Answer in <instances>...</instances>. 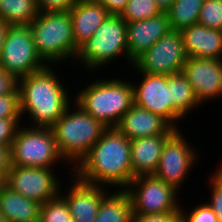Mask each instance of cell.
I'll use <instances>...</instances> for the list:
<instances>
[{"mask_svg": "<svg viewBox=\"0 0 222 222\" xmlns=\"http://www.w3.org/2000/svg\"><path fill=\"white\" fill-rule=\"evenodd\" d=\"M180 222H218L216 215L210 206L205 202L199 204L190 212H184L180 207Z\"/></svg>", "mask_w": 222, "mask_h": 222, "instance_id": "4dcf8cb0", "label": "cell"}, {"mask_svg": "<svg viewBox=\"0 0 222 222\" xmlns=\"http://www.w3.org/2000/svg\"><path fill=\"white\" fill-rule=\"evenodd\" d=\"M75 46L79 47L92 38L95 31L110 15L97 0H78L69 11Z\"/></svg>", "mask_w": 222, "mask_h": 222, "instance_id": "d6986e66", "label": "cell"}, {"mask_svg": "<svg viewBox=\"0 0 222 222\" xmlns=\"http://www.w3.org/2000/svg\"><path fill=\"white\" fill-rule=\"evenodd\" d=\"M187 58L180 31L171 30L138 57L133 66L137 72L168 76L182 72Z\"/></svg>", "mask_w": 222, "mask_h": 222, "instance_id": "30bf717a", "label": "cell"}, {"mask_svg": "<svg viewBox=\"0 0 222 222\" xmlns=\"http://www.w3.org/2000/svg\"><path fill=\"white\" fill-rule=\"evenodd\" d=\"M211 187V200L206 202L216 215L218 222H222V165L209 178Z\"/></svg>", "mask_w": 222, "mask_h": 222, "instance_id": "f1b7e54d", "label": "cell"}, {"mask_svg": "<svg viewBox=\"0 0 222 222\" xmlns=\"http://www.w3.org/2000/svg\"><path fill=\"white\" fill-rule=\"evenodd\" d=\"M41 205L7 186L0 194V213L9 222H39Z\"/></svg>", "mask_w": 222, "mask_h": 222, "instance_id": "44dd1931", "label": "cell"}, {"mask_svg": "<svg viewBox=\"0 0 222 222\" xmlns=\"http://www.w3.org/2000/svg\"><path fill=\"white\" fill-rule=\"evenodd\" d=\"M11 167L10 148L0 145V174H7Z\"/></svg>", "mask_w": 222, "mask_h": 222, "instance_id": "8d00e7d4", "label": "cell"}, {"mask_svg": "<svg viewBox=\"0 0 222 222\" xmlns=\"http://www.w3.org/2000/svg\"><path fill=\"white\" fill-rule=\"evenodd\" d=\"M126 25L130 66L160 38L172 30L169 16L165 12L145 20L126 23Z\"/></svg>", "mask_w": 222, "mask_h": 222, "instance_id": "9a60e30c", "label": "cell"}, {"mask_svg": "<svg viewBox=\"0 0 222 222\" xmlns=\"http://www.w3.org/2000/svg\"><path fill=\"white\" fill-rule=\"evenodd\" d=\"M73 170L83 182L124 190L133 179L130 139L115 127L107 128Z\"/></svg>", "mask_w": 222, "mask_h": 222, "instance_id": "6da1fadb", "label": "cell"}, {"mask_svg": "<svg viewBox=\"0 0 222 222\" xmlns=\"http://www.w3.org/2000/svg\"><path fill=\"white\" fill-rule=\"evenodd\" d=\"M198 24L222 30V0H205L201 7Z\"/></svg>", "mask_w": 222, "mask_h": 222, "instance_id": "83f0119b", "label": "cell"}, {"mask_svg": "<svg viewBox=\"0 0 222 222\" xmlns=\"http://www.w3.org/2000/svg\"><path fill=\"white\" fill-rule=\"evenodd\" d=\"M7 174H0V194L3 192L4 188L7 186Z\"/></svg>", "mask_w": 222, "mask_h": 222, "instance_id": "ab89813d", "label": "cell"}, {"mask_svg": "<svg viewBox=\"0 0 222 222\" xmlns=\"http://www.w3.org/2000/svg\"><path fill=\"white\" fill-rule=\"evenodd\" d=\"M156 2V5L159 7L161 12L167 13L174 2V0H154Z\"/></svg>", "mask_w": 222, "mask_h": 222, "instance_id": "f35d334b", "label": "cell"}, {"mask_svg": "<svg viewBox=\"0 0 222 222\" xmlns=\"http://www.w3.org/2000/svg\"><path fill=\"white\" fill-rule=\"evenodd\" d=\"M38 14L35 0H0V19L9 25H30Z\"/></svg>", "mask_w": 222, "mask_h": 222, "instance_id": "cb8c5ba5", "label": "cell"}, {"mask_svg": "<svg viewBox=\"0 0 222 222\" xmlns=\"http://www.w3.org/2000/svg\"><path fill=\"white\" fill-rule=\"evenodd\" d=\"M53 70L46 65L18 79L21 116L27 112L33 127L51 128L74 102Z\"/></svg>", "mask_w": 222, "mask_h": 222, "instance_id": "7a4b0ae2", "label": "cell"}, {"mask_svg": "<svg viewBox=\"0 0 222 222\" xmlns=\"http://www.w3.org/2000/svg\"><path fill=\"white\" fill-rule=\"evenodd\" d=\"M10 26L11 25L0 19V55Z\"/></svg>", "mask_w": 222, "mask_h": 222, "instance_id": "74e56055", "label": "cell"}, {"mask_svg": "<svg viewBox=\"0 0 222 222\" xmlns=\"http://www.w3.org/2000/svg\"><path fill=\"white\" fill-rule=\"evenodd\" d=\"M39 222H75L64 198L59 194L41 205Z\"/></svg>", "mask_w": 222, "mask_h": 222, "instance_id": "4316f807", "label": "cell"}, {"mask_svg": "<svg viewBox=\"0 0 222 222\" xmlns=\"http://www.w3.org/2000/svg\"><path fill=\"white\" fill-rule=\"evenodd\" d=\"M110 15H120L129 0H97Z\"/></svg>", "mask_w": 222, "mask_h": 222, "instance_id": "d590c367", "label": "cell"}, {"mask_svg": "<svg viewBox=\"0 0 222 222\" xmlns=\"http://www.w3.org/2000/svg\"><path fill=\"white\" fill-rule=\"evenodd\" d=\"M167 88H169L170 105L183 118L188 112L201 105L194 94L191 84L182 72L167 76Z\"/></svg>", "mask_w": 222, "mask_h": 222, "instance_id": "603a6c76", "label": "cell"}, {"mask_svg": "<svg viewBox=\"0 0 222 222\" xmlns=\"http://www.w3.org/2000/svg\"><path fill=\"white\" fill-rule=\"evenodd\" d=\"M52 169L11 165L6 185L29 200L45 204L61 191L59 177L54 175Z\"/></svg>", "mask_w": 222, "mask_h": 222, "instance_id": "7c38bea8", "label": "cell"}, {"mask_svg": "<svg viewBox=\"0 0 222 222\" xmlns=\"http://www.w3.org/2000/svg\"><path fill=\"white\" fill-rule=\"evenodd\" d=\"M189 57L222 60V30L194 24L180 30Z\"/></svg>", "mask_w": 222, "mask_h": 222, "instance_id": "ac0fdd59", "label": "cell"}, {"mask_svg": "<svg viewBox=\"0 0 222 222\" xmlns=\"http://www.w3.org/2000/svg\"><path fill=\"white\" fill-rule=\"evenodd\" d=\"M139 73L143 79L139 85H132L134 104L161 116L173 128L179 129L177 123L183 117L170 105L167 75Z\"/></svg>", "mask_w": 222, "mask_h": 222, "instance_id": "4fadbf2b", "label": "cell"}, {"mask_svg": "<svg viewBox=\"0 0 222 222\" xmlns=\"http://www.w3.org/2000/svg\"><path fill=\"white\" fill-rule=\"evenodd\" d=\"M29 25H11L0 55V67L17 80L43 69Z\"/></svg>", "mask_w": 222, "mask_h": 222, "instance_id": "9c48e42d", "label": "cell"}, {"mask_svg": "<svg viewBox=\"0 0 222 222\" xmlns=\"http://www.w3.org/2000/svg\"><path fill=\"white\" fill-rule=\"evenodd\" d=\"M169 136L155 135L130 140L133 178L155 174L164 142Z\"/></svg>", "mask_w": 222, "mask_h": 222, "instance_id": "ffe728a7", "label": "cell"}, {"mask_svg": "<svg viewBox=\"0 0 222 222\" xmlns=\"http://www.w3.org/2000/svg\"><path fill=\"white\" fill-rule=\"evenodd\" d=\"M18 87V80L0 67V96L12 93Z\"/></svg>", "mask_w": 222, "mask_h": 222, "instance_id": "e575fe53", "label": "cell"}, {"mask_svg": "<svg viewBox=\"0 0 222 222\" xmlns=\"http://www.w3.org/2000/svg\"><path fill=\"white\" fill-rule=\"evenodd\" d=\"M0 222H9L3 214L0 213Z\"/></svg>", "mask_w": 222, "mask_h": 222, "instance_id": "60d3db41", "label": "cell"}, {"mask_svg": "<svg viewBox=\"0 0 222 222\" xmlns=\"http://www.w3.org/2000/svg\"><path fill=\"white\" fill-rule=\"evenodd\" d=\"M133 83L120 79H101L83 88L75 96L86 113L101 121L106 127H116L122 116L133 106Z\"/></svg>", "mask_w": 222, "mask_h": 222, "instance_id": "3957f363", "label": "cell"}, {"mask_svg": "<svg viewBox=\"0 0 222 222\" xmlns=\"http://www.w3.org/2000/svg\"><path fill=\"white\" fill-rule=\"evenodd\" d=\"M29 26L35 50L45 64H58L70 58L75 60L78 48L69 11L39 12Z\"/></svg>", "mask_w": 222, "mask_h": 222, "instance_id": "5b68a950", "label": "cell"}, {"mask_svg": "<svg viewBox=\"0 0 222 222\" xmlns=\"http://www.w3.org/2000/svg\"><path fill=\"white\" fill-rule=\"evenodd\" d=\"M21 118H0V145L11 148Z\"/></svg>", "mask_w": 222, "mask_h": 222, "instance_id": "1f68e13d", "label": "cell"}, {"mask_svg": "<svg viewBox=\"0 0 222 222\" xmlns=\"http://www.w3.org/2000/svg\"><path fill=\"white\" fill-rule=\"evenodd\" d=\"M68 193L60 195L69 207L75 222H94L102 199L108 194L104 186L89 184L81 181L75 175ZM106 190V191H105ZM66 195V196H65Z\"/></svg>", "mask_w": 222, "mask_h": 222, "instance_id": "2e32d148", "label": "cell"}, {"mask_svg": "<svg viewBox=\"0 0 222 222\" xmlns=\"http://www.w3.org/2000/svg\"><path fill=\"white\" fill-rule=\"evenodd\" d=\"M20 92L18 87L12 92L0 96V118H21Z\"/></svg>", "mask_w": 222, "mask_h": 222, "instance_id": "f546056e", "label": "cell"}, {"mask_svg": "<svg viewBox=\"0 0 222 222\" xmlns=\"http://www.w3.org/2000/svg\"><path fill=\"white\" fill-rule=\"evenodd\" d=\"M180 129H176L164 142L155 177L173 186L180 193V187L190 175L198 153L188 143ZM186 139V140H185ZM189 172V175H188ZM182 183V184H181Z\"/></svg>", "mask_w": 222, "mask_h": 222, "instance_id": "8fae6325", "label": "cell"}, {"mask_svg": "<svg viewBox=\"0 0 222 222\" xmlns=\"http://www.w3.org/2000/svg\"><path fill=\"white\" fill-rule=\"evenodd\" d=\"M182 73L191 84L194 94L202 105L208 99L222 95V60L189 57Z\"/></svg>", "mask_w": 222, "mask_h": 222, "instance_id": "5bb4252c", "label": "cell"}, {"mask_svg": "<svg viewBox=\"0 0 222 222\" xmlns=\"http://www.w3.org/2000/svg\"><path fill=\"white\" fill-rule=\"evenodd\" d=\"M115 128L130 140L155 135H171L176 130L161 116L135 104L122 116Z\"/></svg>", "mask_w": 222, "mask_h": 222, "instance_id": "e0dca14e", "label": "cell"}, {"mask_svg": "<svg viewBox=\"0 0 222 222\" xmlns=\"http://www.w3.org/2000/svg\"><path fill=\"white\" fill-rule=\"evenodd\" d=\"M161 10L154 0H129L119 15L126 23L145 20L159 15Z\"/></svg>", "mask_w": 222, "mask_h": 222, "instance_id": "484cf974", "label": "cell"}, {"mask_svg": "<svg viewBox=\"0 0 222 222\" xmlns=\"http://www.w3.org/2000/svg\"><path fill=\"white\" fill-rule=\"evenodd\" d=\"M78 0H35L39 12H68Z\"/></svg>", "mask_w": 222, "mask_h": 222, "instance_id": "d6a6232c", "label": "cell"}, {"mask_svg": "<svg viewBox=\"0 0 222 222\" xmlns=\"http://www.w3.org/2000/svg\"><path fill=\"white\" fill-rule=\"evenodd\" d=\"M114 192L102 199L94 222H132L133 210L128 193L122 189Z\"/></svg>", "mask_w": 222, "mask_h": 222, "instance_id": "7402d4cb", "label": "cell"}, {"mask_svg": "<svg viewBox=\"0 0 222 222\" xmlns=\"http://www.w3.org/2000/svg\"><path fill=\"white\" fill-rule=\"evenodd\" d=\"M11 165L36 168L56 167L60 155L50 128L19 127L10 148Z\"/></svg>", "mask_w": 222, "mask_h": 222, "instance_id": "52a82bcc", "label": "cell"}, {"mask_svg": "<svg viewBox=\"0 0 222 222\" xmlns=\"http://www.w3.org/2000/svg\"><path fill=\"white\" fill-rule=\"evenodd\" d=\"M204 1L174 0L171 9L167 12L171 29L180 31L183 28L197 24Z\"/></svg>", "mask_w": 222, "mask_h": 222, "instance_id": "d4e9b609", "label": "cell"}, {"mask_svg": "<svg viewBox=\"0 0 222 222\" xmlns=\"http://www.w3.org/2000/svg\"><path fill=\"white\" fill-rule=\"evenodd\" d=\"M71 108L69 106L50 129L64 162L77 166L108 127L78 104L73 111Z\"/></svg>", "mask_w": 222, "mask_h": 222, "instance_id": "277c9868", "label": "cell"}, {"mask_svg": "<svg viewBox=\"0 0 222 222\" xmlns=\"http://www.w3.org/2000/svg\"><path fill=\"white\" fill-rule=\"evenodd\" d=\"M127 57V25L119 15H109L95 31L92 38L84 42L78 49L76 60L82 62L87 70H100L112 60Z\"/></svg>", "mask_w": 222, "mask_h": 222, "instance_id": "8992f818", "label": "cell"}, {"mask_svg": "<svg viewBox=\"0 0 222 222\" xmlns=\"http://www.w3.org/2000/svg\"><path fill=\"white\" fill-rule=\"evenodd\" d=\"M124 190L130 197L133 214L180 213L178 191L154 175L135 177Z\"/></svg>", "mask_w": 222, "mask_h": 222, "instance_id": "ba28073f", "label": "cell"}, {"mask_svg": "<svg viewBox=\"0 0 222 222\" xmlns=\"http://www.w3.org/2000/svg\"><path fill=\"white\" fill-rule=\"evenodd\" d=\"M132 222H180V213L133 214Z\"/></svg>", "mask_w": 222, "mask_h": 222, "instance_id": "836d02e7", "label": "cell"}]
</instances>
